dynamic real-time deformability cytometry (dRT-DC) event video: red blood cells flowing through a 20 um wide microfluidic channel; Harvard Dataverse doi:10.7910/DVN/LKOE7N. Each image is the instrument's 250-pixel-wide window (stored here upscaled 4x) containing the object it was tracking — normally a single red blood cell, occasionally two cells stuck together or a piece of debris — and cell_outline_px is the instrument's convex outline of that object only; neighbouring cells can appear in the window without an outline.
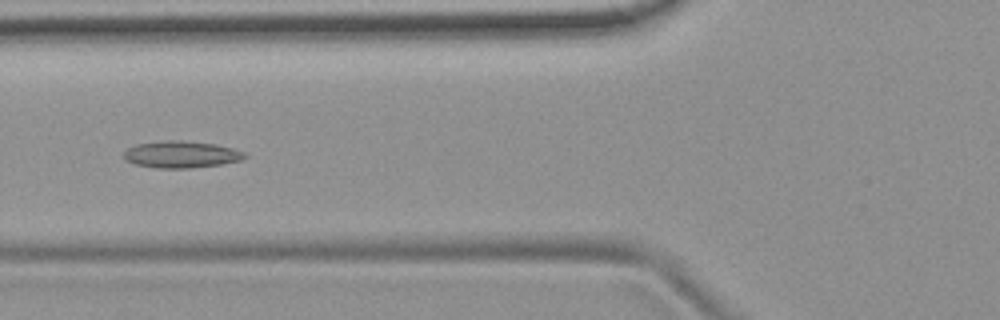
{"species": "common noctule bat (a hibernating species)", "species_latin": "Nyctalus noctula", "temperature_condition": "room temperature", "stored_images_in_passage": 3, "camera_frame_rate_fps": 3000, "um_per_image_px": 0.085, "animal": {"sex": "female", "body_mass_g": 19.9}, "frame": {"image": 1, "passage_image": 3, "time_ms": 2.333, "image_size_px": [1000, 320], "cell_outline_px": [[248, 156], [240, 160], [220, 164], [188, 168], [156, 168], [136, 164], [124, 160], [124, 152], [128, 148], [136, 144], [164, 140], [180, 140], [216, 144], [232, 148], [244, 152]], "centroid_in_image_um": [15.38, 13.12], "position_along_channel_um": 110.4, "area_um2": 18.84}}